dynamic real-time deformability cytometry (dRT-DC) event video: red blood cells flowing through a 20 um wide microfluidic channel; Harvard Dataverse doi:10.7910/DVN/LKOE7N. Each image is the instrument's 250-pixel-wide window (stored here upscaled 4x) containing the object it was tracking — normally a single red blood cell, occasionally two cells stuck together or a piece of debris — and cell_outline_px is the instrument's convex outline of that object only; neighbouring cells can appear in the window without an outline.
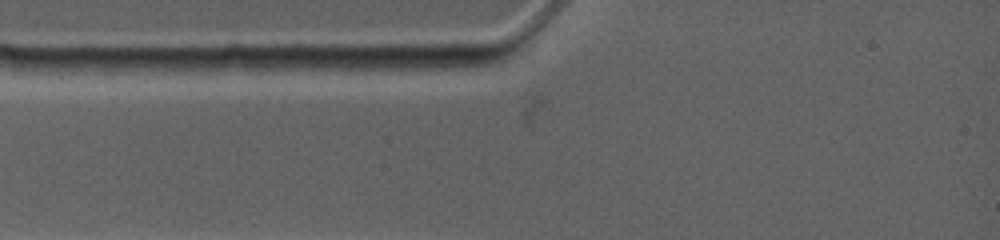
{"species": "common noctule bat (a hibernating species)", "species_latin": "Nyctalus noctula", "temperature_condition": "warm", "stored_images_in_passage": 1, "camera_frame_rate_fps": 4500, "um_per_image_px": 0.085, "animal": {"sex": "female", "body_mass_g": 19.0, "forearm_length_mm": 53.3}, "frame": {"image": 1, "passage_image": 1, "time_ms": 0.0, "image_size_px": [1000, 240], "cell_outline_px": [[244, 68], [232, 72], [156, 76], [96, 76], [88, 68], [88, 60], [232, 56], [244, 56]], "centroid_in_image_um": [14.1, 5.62], "position_along_channel_um": 70.9, "area_um2": 18.61}}